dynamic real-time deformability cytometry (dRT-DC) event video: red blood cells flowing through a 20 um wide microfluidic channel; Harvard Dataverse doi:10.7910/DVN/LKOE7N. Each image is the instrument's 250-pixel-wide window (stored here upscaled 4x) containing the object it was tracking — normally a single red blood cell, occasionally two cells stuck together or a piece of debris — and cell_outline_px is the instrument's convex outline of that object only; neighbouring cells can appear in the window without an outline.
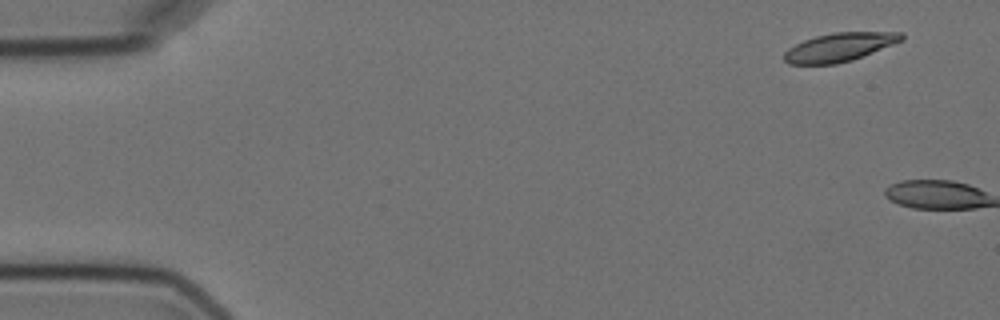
{"species": "Egyptian fruit bat (a non-hibernating species)", "species_latin": "Rousettus aegyptiacus", "temperature_condition": "cold", "stored_images_in_passage": 2, "camera_frame_rate_fps": 3000, "um_per_image_px": 0.085, "animal": {"sex": "female"}, "frame": {"image": 1, "passage_image": 1, "time_ms": 0.0, "image_size_px": [1000, 320], "cell_outline_px": [[904, 40], [852, 60], [836, 64], [788, 64], [784, 60], [784, 52], [788, 48], [804, 40], [816, 36], [832, 32], [904, 32]], "centroid_in_image_um": [71.36, 4.0], "position_along_channel_um": 13.6, "area_um2": 19.54}}